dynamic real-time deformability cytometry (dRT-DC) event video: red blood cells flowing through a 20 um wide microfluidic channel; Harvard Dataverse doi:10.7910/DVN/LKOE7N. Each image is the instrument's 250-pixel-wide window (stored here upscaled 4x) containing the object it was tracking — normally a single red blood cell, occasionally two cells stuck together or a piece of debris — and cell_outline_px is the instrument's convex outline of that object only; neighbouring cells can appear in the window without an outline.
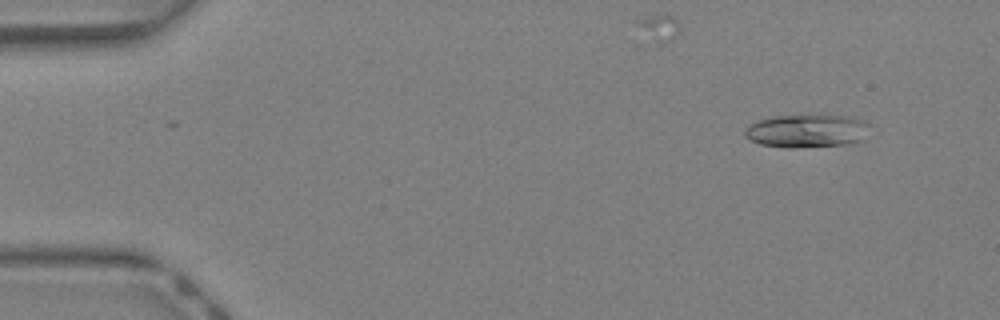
{"species": "Egyptian fruit bat (a non-hibernating species)", "species_latin": "Rousettus aegyptiacus", "temperature_condition": "warm", "stored_images_in_passage": 42, "camera_frame_rate_fps": 3000, "um_per_image_px": 0.085, "animal": {"sex": "female"}, "frame": {"image": 1, "passage_image": 4, "time_ms": 1.0, "image_size_px": [1000, 320], "cell_outline_px": [[868, 124], [860, 140], [852, 144], [796, 148], [760, 144], [744, 136], [744, 128], [760, 120], [776, 116], [848, 116], [864, 120]], "centroid_in_image_um": [68.56, 11.14], "position_along_channel_um": 16.4, "area_um2": 23.58}}
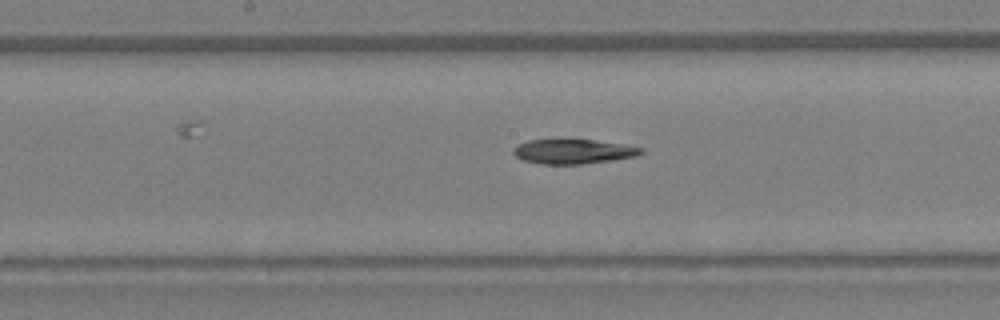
{"frame": {"image": 2, "passage_image": 22, "time_ms": 7.0, "image_size_px": [1000, 320], "cell_outline_px": [[644, 152], [636, 156], [612, 160], [580, 164], [544, 164], [524, 160], [516, 156], [512, 152], [512, 148], [516, 144], [528, 140], [596, 140], [644, 148]], "centroid_in_image_um": [48.7, 12.87], "position_along_channel_um": 199.5, "area_um2": 18.15}}
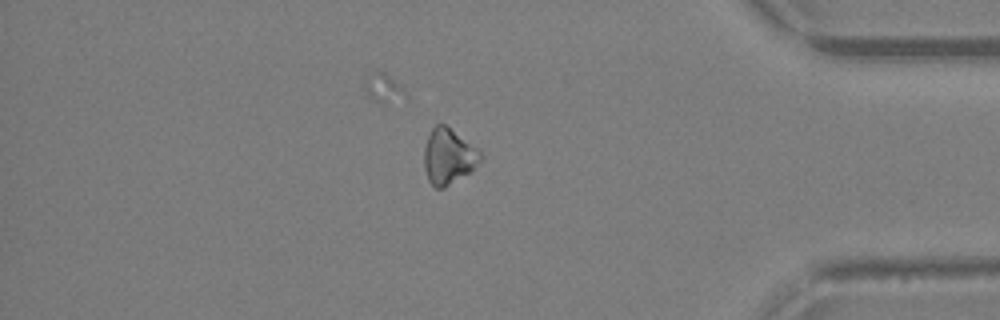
{"frame": {"image": 3, "passage_image": 36, "time_ms": 11.667, "image_size_px": [1000, 320], "cell_outline_px": [[484, 156], [472, 172], [444, 188], [436, 188], [428, 180], [424, 168], [424, 148], [428, 136], [432, 128], [436, 124], [444, 124], [476, 148]], "centroid_in_image_um": [38.12, 13.33], "position_along_channel_um": 397.1, "area_um2": 18.21}, "authors_computed_cell_mechanics": {"area_um2": 19.8254, "velocity_mm_per_s": 4.8788, "shape_relaxation_time_tau1_ms": 7.0013, "shape_relaxation_time_tau2_ms": null, "deformation_change_tau1": 0.1293, "deformation_change_tau2": null}}